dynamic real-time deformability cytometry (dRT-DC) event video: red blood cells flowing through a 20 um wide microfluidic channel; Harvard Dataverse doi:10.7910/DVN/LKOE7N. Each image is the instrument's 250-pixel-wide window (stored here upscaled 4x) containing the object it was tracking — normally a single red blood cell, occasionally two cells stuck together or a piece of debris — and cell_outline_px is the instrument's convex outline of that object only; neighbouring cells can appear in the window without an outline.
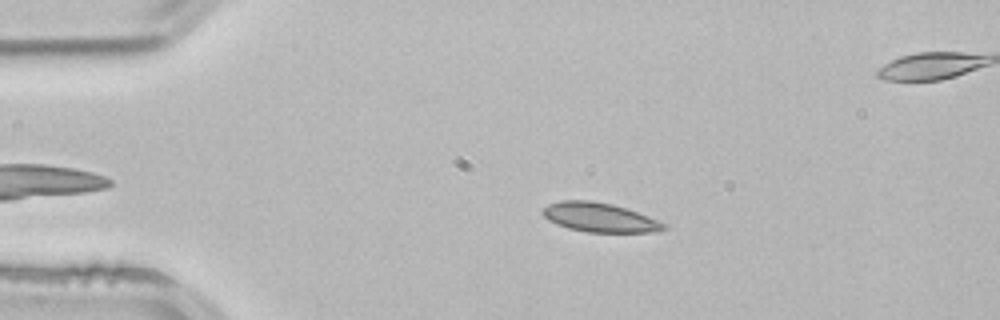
{"species": "common noctule bat (a hibernating species)", "species_latin": "Nyctalus noctula", "temperature_condition": "room temperature", "stored_images_in_passage": 3, "camera_frame_rate_fps": 3000, "um_per_image_px": 0.085, "animal": {"sex": "male", "body_mass_g": 21.5, "forearm_length_mm": 52.0}, "frame": {"image": 1, "passage_image": 2, "time_ms": 0.333, "image_size_px": [1000, 320], "cell_outline_px": [[668, 228], [656, 232], [588, 232], [568, 228], [548, 220], [540, 212], [548, 204], [560, 200], [592, 200], [612, 204], [648, 216], [668, 224]], "centroid_in_image_um": [50.97, 18.48], "position_along_channel_um": 34.0, "area_um2": 20.63}}